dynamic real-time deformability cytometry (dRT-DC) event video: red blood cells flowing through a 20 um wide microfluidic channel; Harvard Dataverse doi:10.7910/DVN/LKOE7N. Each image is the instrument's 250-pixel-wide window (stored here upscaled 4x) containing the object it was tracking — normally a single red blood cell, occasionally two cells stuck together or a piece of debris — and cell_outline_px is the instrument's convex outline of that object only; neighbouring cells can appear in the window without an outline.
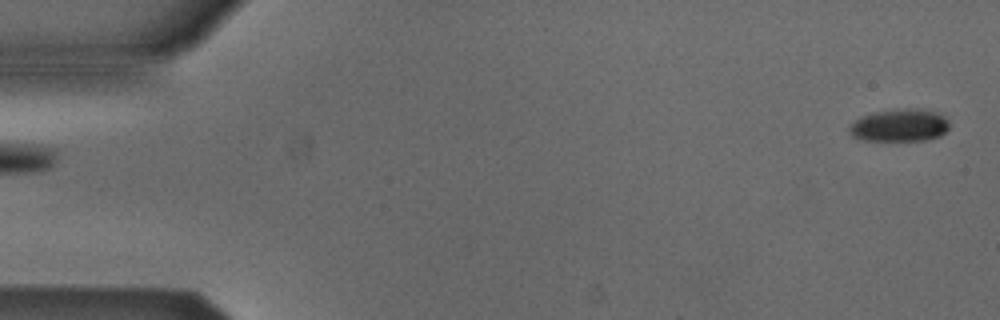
{"species": "Egyptian fruit bat (a non-hibernating species)", "species_latin": "Rousettus aegyptiacus", "temperature_condition": "cold", "stored_images_in_passage": 52, "camera_frame_rate_fps": 3000, "um_per_image_px": 0.085, "animal": {"sex": "male"}, "frame": {"image": 1, "passage_image": 1, "time_ms": 0.0, "image_size_px": [1000, 320], "cell_outline_px": [[948, 128], [940, 136], [924, 140], [864, 140], [852, 136], [848, 132], [848, 128], [860, 116], [872, 112], [900, 108], [924, 108], [940, 112], [948, 120]], "centroid_in_image_um": [76.48, 10.62], "position_along_channel_um": 8.5, "area_um2": 19.25}}
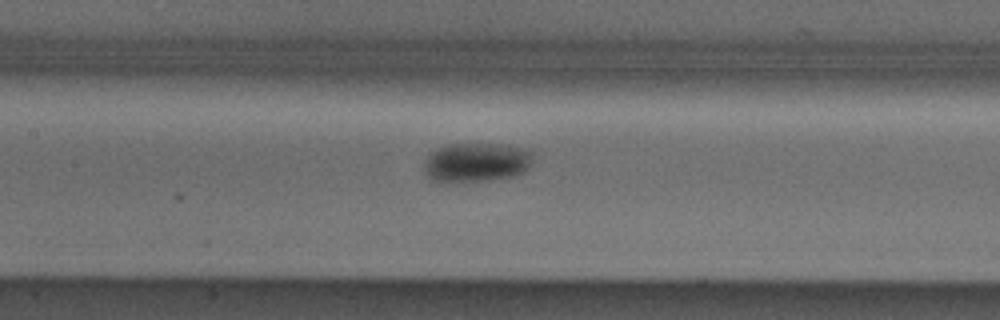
{"frame": {"image": 2, "passage_image": 24, "time_ms": 7.667, "image_size_px": [1000, 320], "cell_outline_px": [[532, 156], [528, 168], [524, 172], [516, 176], [488, 180], [432, 180], [424, 172], [424, 160], [436, 148], [448, 144], [500, 144], [520, 148], [528, 152]], "centroid_in_image_um": [40.46, 13.78], "position_along_channel_um": 166.9, "area_um2": 24.33}}
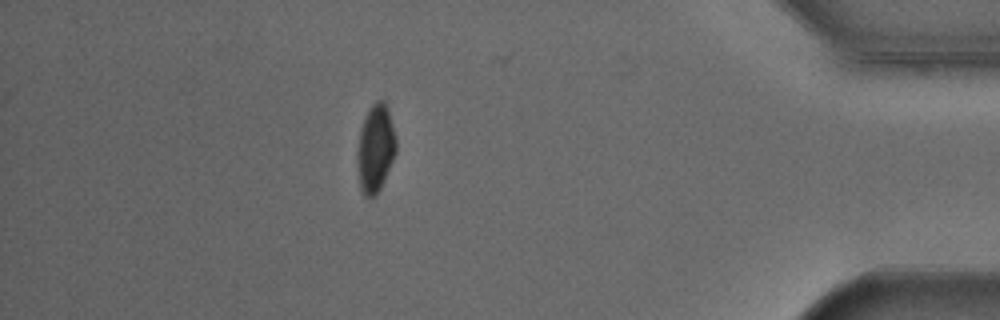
{"frame": {"image": 3, "passage_image": 46, "time_ms": 15.0, "image_size_px": [1000, 320], "cell_outline_px": [[396, 152], [384, 180], [376, 196], [364, 196], [360, 188], [356, 160], [356, 152], [360, 128], [372, 104], [376, 100], [384, 100], [388, 108], [396, 140]], "centroid_in_image_um": [31.89, 12.62], "position_along_channel_um": 403.3, "area_um2": 19.83}, "authors_computed_cell_mechanics": {"area_um2": 21.2993, "velocity_mm_per_s": 3.8753, "shape_relaxation_time_tau1_ms": 3.1003, "shape_relaxation_time_tau2_ms": null, "deformation_change_tau1": 0.0996, "deformation_change_tau2": null}}